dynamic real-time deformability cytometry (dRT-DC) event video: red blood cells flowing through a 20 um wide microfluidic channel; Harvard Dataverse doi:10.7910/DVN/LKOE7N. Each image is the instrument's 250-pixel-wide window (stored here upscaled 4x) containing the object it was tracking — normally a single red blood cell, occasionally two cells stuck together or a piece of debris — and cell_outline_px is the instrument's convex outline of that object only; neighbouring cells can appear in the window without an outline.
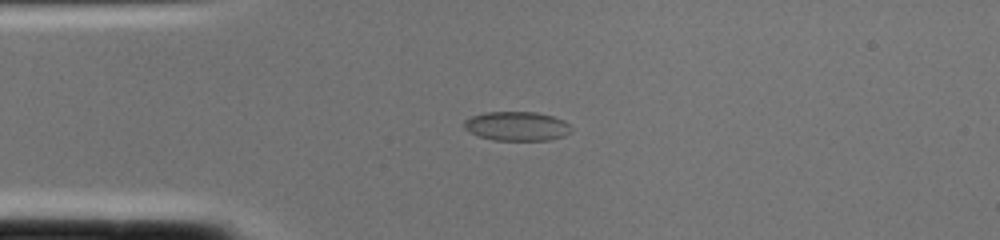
{"species": "common noctule bat (a hibernating species)", "species_latin": "Nyctalus noctula", "temperature_condition": "cold", "stored_images_in_passage": 1, "camera_frame_rate_fps": 3000, "um_per_image_px": 0.085, "animal": {"sex": "female", "body_mass_g": 22.0, "forearm_length_mm": 56.7}, "frame": {"image": 1, "passage_image": 1, "time_ms": 0.0, "image_size_px": [1000, 240], "cell_outline_px": [[572, 128], [564, 136], [548, 140], [492, 140], [476, 136], [468, 132], [464, 128], [464, 120], [472, 116], [484, 112], [536, 112], [552, 116], [564, 120]], "centroid_in_image_um": [43.89, 10.73], "position_along_channel_um": 41.1, "area_um2": 18.32}}